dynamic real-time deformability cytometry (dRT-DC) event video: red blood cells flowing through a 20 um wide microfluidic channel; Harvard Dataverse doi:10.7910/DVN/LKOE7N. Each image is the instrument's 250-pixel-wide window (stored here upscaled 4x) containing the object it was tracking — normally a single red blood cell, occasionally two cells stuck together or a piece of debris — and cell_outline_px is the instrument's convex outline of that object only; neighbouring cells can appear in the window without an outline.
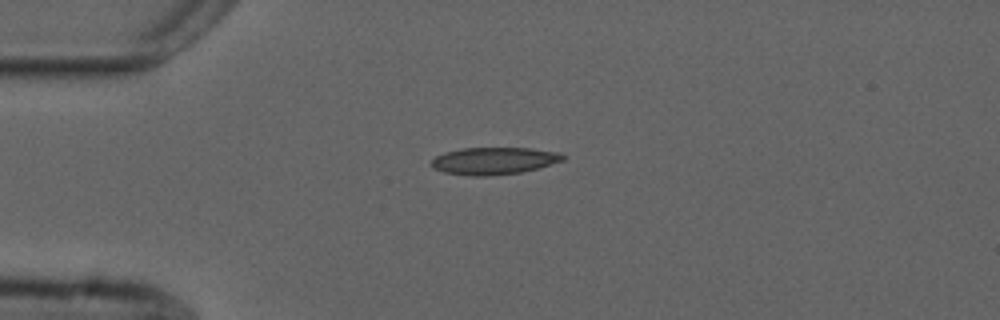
{"species": "common noctule bat (a hibernating species)", "species_latin": "Nyctalus noctula", "temperature_condition": "cold", "stored_images_in_passage": 42, "camera_frame_rate_fps": 3000, "um_per_image_px": 0.085, "animal": {"sex": "male", "forearm_length_mm": 52.5}, "frame": {"image": 1, "passage_image": 1, "time_ms": 0.0, "image_size_px": [1000, 320], "cell_outline_px": [[568, 156], [564, 160], [536, 168], [520, 172], [488, 176], [472, 176], [444, 172], [432, 168], [432, 160], [436, 156], [444, 152], [464, 148], [532, 148], [560, 152]], "centroid_in_image_um": [42.01, 13.66], "position_along_channel_um": 43.0, "area_um2": 20.81}}
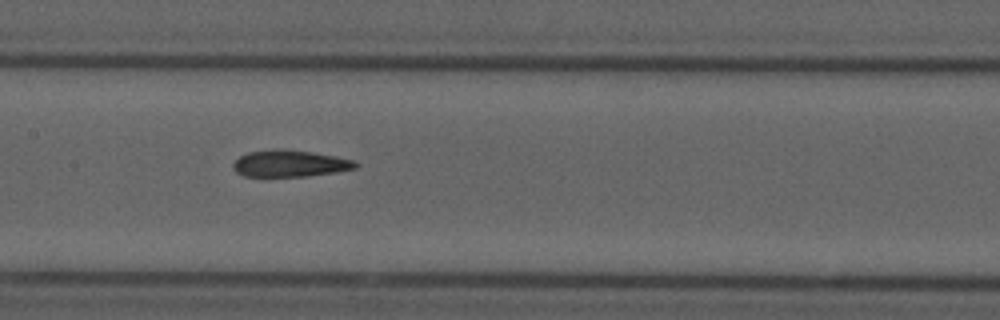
{"frame": {"image": 2, "passage_image": 14, "time_ms": 4.333, "image_size_px": [1000, 320], "cell_outline_px": [[360, 164], [356, 168], [336, 172], [308, 176], [244, 176], [236, 172], [232, 168], [232, 164], [240, 156], [248, 152], [280, 148], [284, 148], [312, 152], [356, 160]], "centroid_in_image_um": [24.66, 13.89], "position_along_channel_um": 182.7, "area_um2": 19.19}}
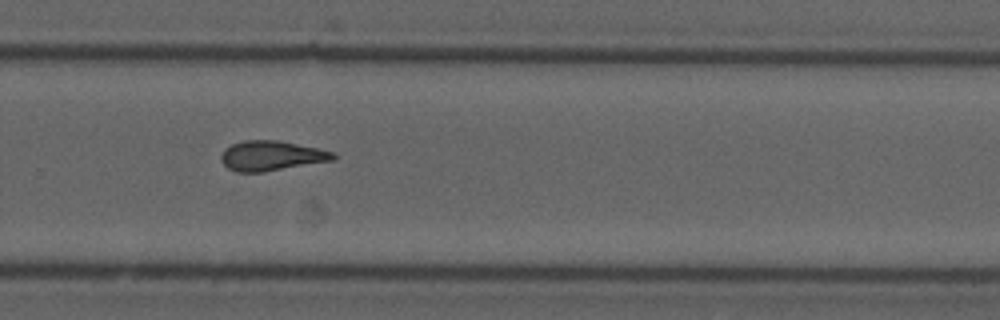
{"frame": {"image": 3, "passage_image": 24, "time_ms": 7.667, "image_size_px": [1000, 320], "cell_outline_px": [[336, 156], [332, 160], [264, 172], [236, 172], [228, 168], [220, 160], [220, 156], [224, 148], [232, 144], [244, 140], [276, 140], [316, 148], [332, 152]], "centroid_in_image_um": [22.99, 13.24], "position_along_channel_um": 306.8, "area_um2": 19.31}, "authors_computed_cell_mechanics": {"area_um2": 19.4208, "velocity_mm_per_s": 3.7395, "shape_relaxation_time_tau1_ms": null, "shape_relaxation_time_tau2_ms": 2.424, "deformation_change_tau1": null, "deformation_change_tau2": 0.0925}}